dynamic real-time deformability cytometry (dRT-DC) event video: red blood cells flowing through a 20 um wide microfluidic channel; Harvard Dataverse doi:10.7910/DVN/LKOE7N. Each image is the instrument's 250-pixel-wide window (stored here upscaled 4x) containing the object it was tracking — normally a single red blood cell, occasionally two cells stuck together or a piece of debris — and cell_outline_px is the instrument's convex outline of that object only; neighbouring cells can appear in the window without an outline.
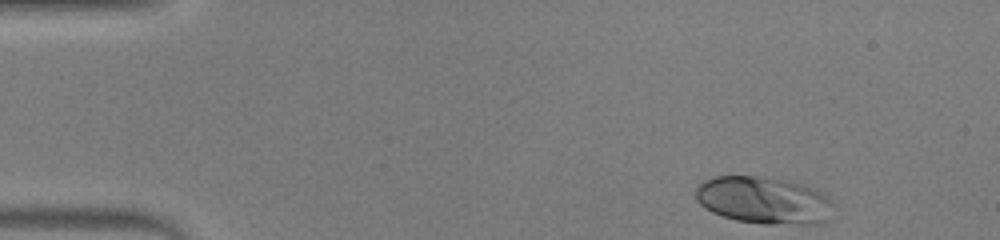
{"species": "human", "species_latin": "Homo sapiens", "temperature_condition": "warm", "stored_images_in_passage": 47, "camera_frame_rate_fps": 3000, "um_per_image_px": 0.085, "donor": {"sex": "male"}, "frame": {"image": 1, "passage_image": 1, "time_ms": 0.0, "image_size_px": [1000, 240], "cell_outline_px": [[836, 204], [824, 224], [764, 224], [736, 220], [712, 212], [700, 204], [696, 200], [696, 188], [704, 180], [716, 176], [756, 176], [788, 180], [800, 184], [820, 192], [832, 200]], "centroid_in_image_um": [64.94, 17.04], "position_along_channel_um": 20.1, "area_um2": 38.03}}
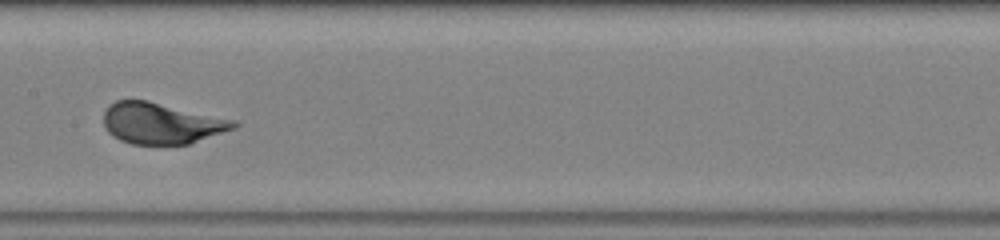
{"frame": {"image": 2, "passage_image": 22, "time_ms": 7.0, "image_size_px": [1000, 240], "cell_outline_px": [[240, 124], [236, 128], [188, 144], [132, 144], [120, 140], [112, 136], [108, 132], [104, 124], [104, 112], [116, 100], [148, 100], [236, 120]], "centroid_in_image_um": [13.75, 10.48], "position_along_channel_um": 193.7, "area_um2": 31.15}}
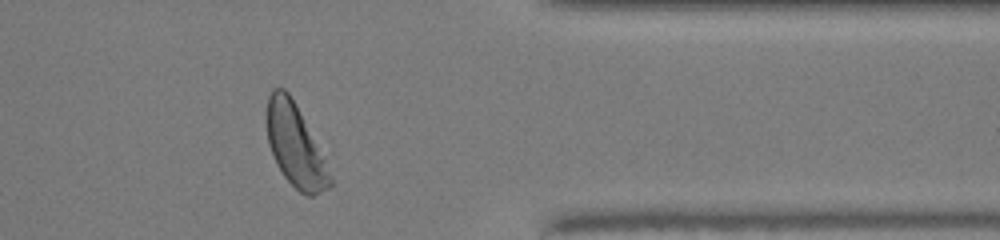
{"frame": {"image": 3, "passage_image": 38, "time_ms": 12.333, "image_size_px": [1000, 240], "cell_outline_px": [[332, 184], [328, 188], [312, 196], [308, 196], [300, 192], [284, 176], [276, 164], [268, 144], [264, 116], [264, 112], [268, 96], [272, 88], [284, 88], [288, 92], [332, 176]], "centroid_in_image_um": [25.01, 12.36], "position_along_channel_um": 386.4, "area_um2": 29.71}, "authors_computed_cell_mechanics": {"area_um2": 31.8478, "velocity_mm_per_s": 3.8771, "shape_relaxation_time_tau1_ms": 3.0674, "shape_relaxation_time_tau2_ms": null, "deformation_change_tau1": 0.1987, "deformation_change_tau2": null}}